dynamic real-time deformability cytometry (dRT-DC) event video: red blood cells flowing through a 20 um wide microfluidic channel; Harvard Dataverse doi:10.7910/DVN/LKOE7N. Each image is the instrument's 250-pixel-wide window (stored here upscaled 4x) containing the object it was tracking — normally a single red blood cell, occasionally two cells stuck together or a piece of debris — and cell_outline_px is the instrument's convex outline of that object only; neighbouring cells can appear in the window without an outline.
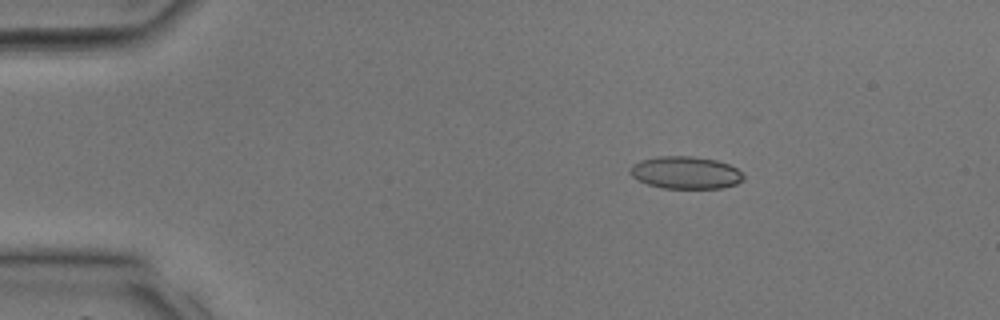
{"species": "common noctule bat (a hibernating species)", "species_latin": "Nyctalus noctula", "temperature_condition": "room temperature", "stored_images_in_passage": 12, "camera_frame_rate_fps": 3000, "um_per_image_px": 0.085, "animal": {"sex": "male", "body_mass_g": 17.9, "forearm_length_mm": 54.2}, "frame": {"image": 1, "passage_image": 1, "time_ms": 0.0, "image_size_px": [1000, 320], "cell_outline_px": [[744, 180], [736, 184], [720, 188], [660, 188], [648, 184], [632, 176], [628, 172], [628, 168], [632, 164], [640, 160], [660, 156], [692, 156], [716, 160], [728, 164], [736, 168], [744, 176]], "centroid_in_image_um": [58.25, 14.67], "position_along_channel_um": 26.8, "area_um2": 21.44}}
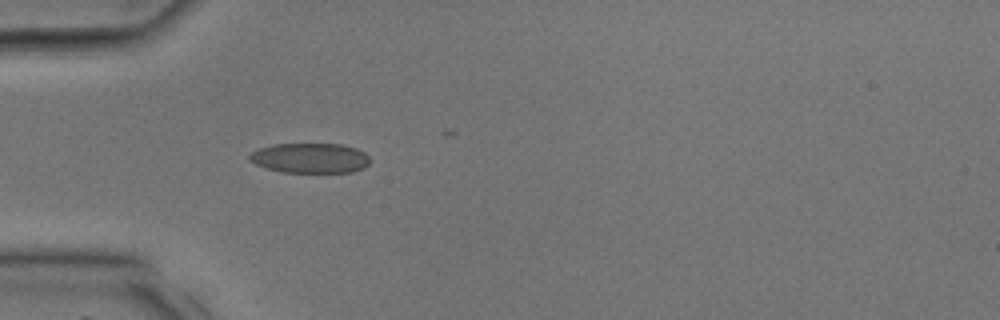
{"frame": {"image": 2, "passage_image": 6, "time_ms": 1.667, "image_size_px": [1000, 320], "cell_outline_px": [[368, 164], [364, 168], [352, 172], [280, 172], [264, 168], [248, 160], [248, 156], [252, 152], [260, 148], [272, 144], [344, 144], [356, 148], [364, 152], [368, 156]], "centroid_in_image_um": [26.34, 13.43], "position_along_channel_um": 58.7, "area_um2": 21.15}}
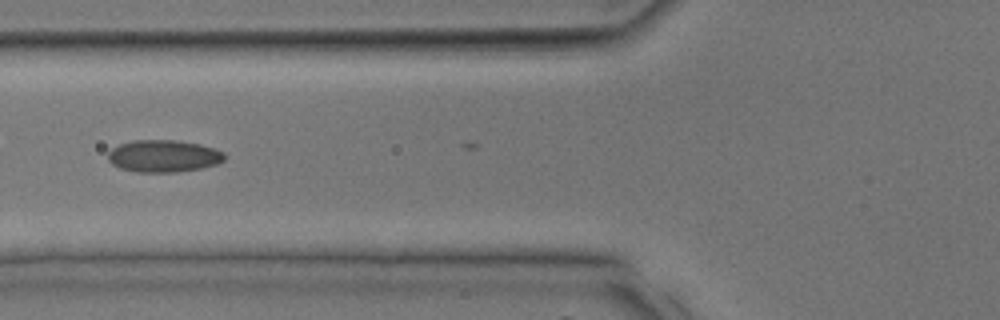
{"frame": {"image": 3, "passage_image": 9, "time_ms": 2.667, "image_size_px": [1000, 320], "cell_outline_px": [[228, 156], [224, 160], [216, 164], [200, 168], [176, 172], [136, 172], [120, 168], [112, 164], [108, 160], [108, 152], [112, 148], [120, 144], [132, 140], [176, 140], [200, 144], [216, 148], [224, 152]], "centroid_in_image_um": [13.92, 13.26], "position_along_channel_um": 111.9, "area_um2": 22.02}}